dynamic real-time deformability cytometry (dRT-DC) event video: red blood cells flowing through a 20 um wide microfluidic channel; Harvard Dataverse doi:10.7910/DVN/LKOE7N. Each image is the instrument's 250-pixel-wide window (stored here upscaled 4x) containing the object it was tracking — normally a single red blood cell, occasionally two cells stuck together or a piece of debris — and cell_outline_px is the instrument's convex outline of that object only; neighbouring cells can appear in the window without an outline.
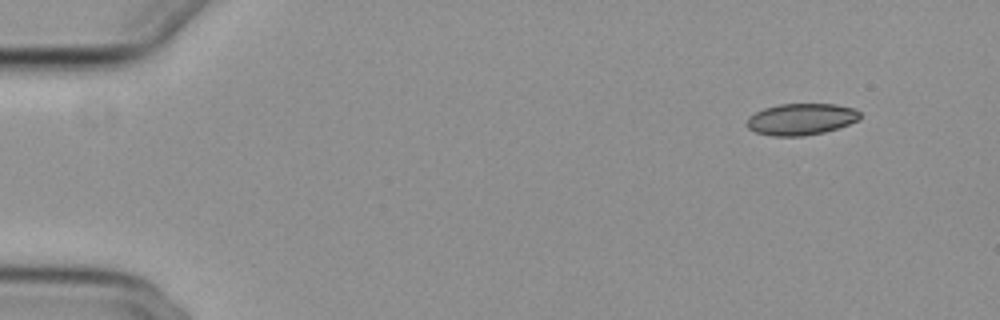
{"species": "common noctule bat (a hibernating species)", "species_latin": "Nyctalus noctula", "temperature_condition": "cold", "stored_images_in_passage": 50, "camera_frame_rate_fps": 3000, "um_per_image_px": 0.085, "animal": {"sex": "female", "body_mass_g": 29.2, "forearm_length_mm": 56.3}, "frame": {"image": 1, "passage_image": 1, "time_ms": 0.0, "image_size_px": [1000, 320], "cell_outline_px": [[860, 120], [824, 132], [804, 136], [772, 136], [756, 132], [748, 128], [748, 116], [764, 108], [780, 104], [836, 104], [856, 108], [860, 112]], "centroid_in_image_um": [68.12, 10.12], "position_along_channel_um": 16.9, "area_um2": 20.81}}
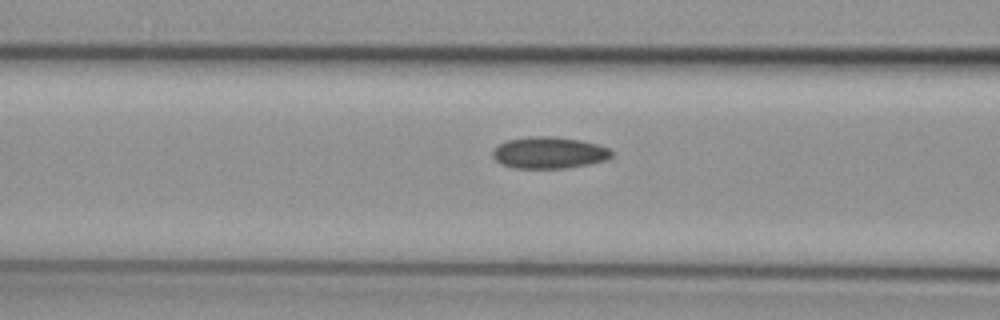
{"frame": {"image": 2, "passage_image": 18, "time_ms": 5.667, "image_size_px": [1000, 320], "cell_outline_px": [[612, 156], [608, 160], [568, 168], [512, 168], [500, 164], [492, 156], [492, 148], [508, 140], [532, 136], [548, 136], [580, 140], [596, 144], [608, 148], [612, 152]], "centroid_in_image_um": [46.65, 12.99], "position_along_channel_um": 120.0, "area_um2": 21.96}}
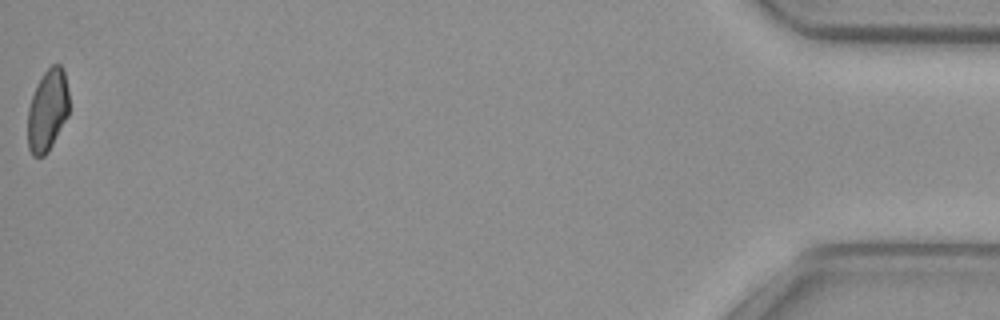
{"frame": {"image": 3, "passage_image": 50, "time_ms": 16.333, "image_size_px": [1000, 320], "cell_outline_px": [[68, 116], [48, 152], [44, 156], [32, 156], [28, 148], [28, 108], [32, 96], [44, 72], [52, 64], [60, 64], [64, 72], [68, 88]], "centroid_in_image_um": [4.04, 9.4], "position_along_channel_um": 431.2, "area_um2": 19.59}, "authors_computed_cell_mechanics": {"area_um2": 21.4149, "velocity_mm_per_s": 3.8442, "shape_relaxation_time_tau1_ms": null, "shape_relaxation_time_tau2_ms": 6.2199, "deformation_change_tau1": null, "deformation_change_tau2": 0.1039}}